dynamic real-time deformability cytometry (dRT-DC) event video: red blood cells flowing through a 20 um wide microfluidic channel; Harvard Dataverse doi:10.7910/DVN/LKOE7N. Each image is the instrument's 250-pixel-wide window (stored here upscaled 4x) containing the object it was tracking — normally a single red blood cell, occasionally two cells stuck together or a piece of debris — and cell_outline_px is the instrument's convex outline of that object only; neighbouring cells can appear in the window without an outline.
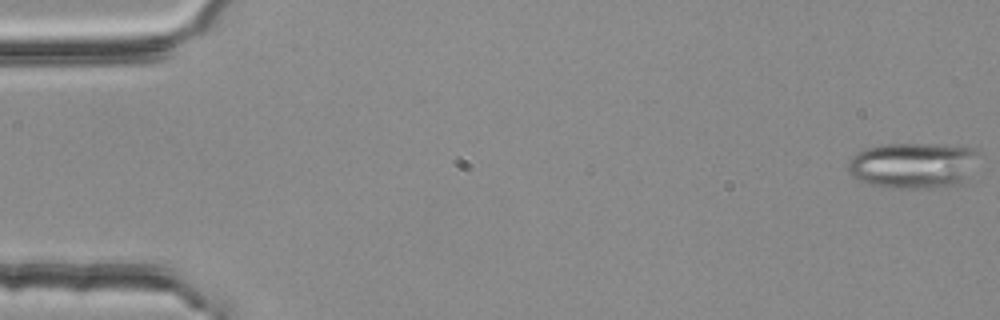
{"species": "common noctule bat (a hibernating species)", "species_latin": "Nyctalus noctula", "temperature_condition": "room temperature", "stored_images_in_passage": 54, "segment_of_instrument_passage": [1, 2], "camera_frame_rate_fps": 3000, "um_per_image_px": 0.085, "animal": {"sex": "female", "body_mass_g": 25.1}, "frame": {"image": 1, "passage_image": 1, "time_ms": 0.0, "image_size_px": [1000, 320], "cell_outline_px": [[980, 152], [964, 184], [960, 188], [888, 188], [868, 184], [852, 176], [848, 172], [848, 160], [856, 152], [864, 148], [880, 144], [936, 144], [976, 148]], "centroid_in_image_um": [77.64, 14.07], "position_along_channel_um": 7.4, "area_um2": 35.95}}